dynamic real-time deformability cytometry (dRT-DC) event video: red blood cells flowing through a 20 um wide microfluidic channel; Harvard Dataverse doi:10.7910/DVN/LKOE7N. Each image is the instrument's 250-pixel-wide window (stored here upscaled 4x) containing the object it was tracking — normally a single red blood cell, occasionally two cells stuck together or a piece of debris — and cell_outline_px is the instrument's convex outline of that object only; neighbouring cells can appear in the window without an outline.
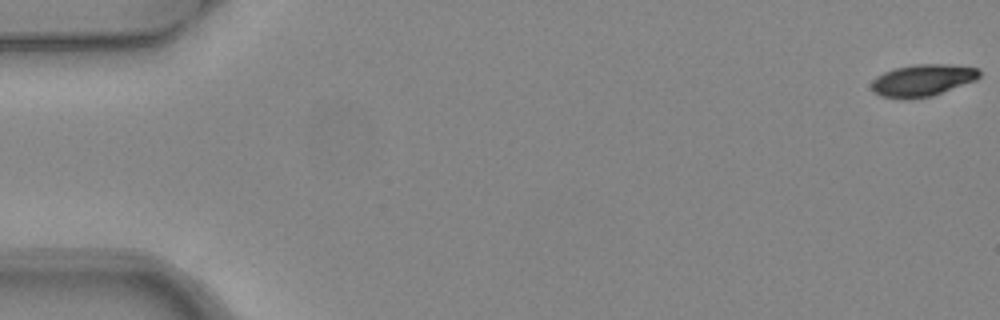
{"species": "common noctule bat (a hibernating species)", "species_latin": "Nyctalus noctula", "temperature_condition": "warm", "stored_images_in_passage": 5, "camera_frame_rate_fps": 3000, "um_per_image_px": 0.085, "animal": {"sex": "female", "body_mass_g": 24.6, "forearm_length_mm": 56.2}, "frame": {"image": 1, "passage_image": 1, "time_ms": 0.0, "image_size_px": [1000, 320], "cell_outline_px": [[980, 76], [976, 80], [932, 96], [908, 100], [904, 100], [880, 96], [872, 88], [872, 80], [876, 76], [884, 72], [896, 68], [916, 64], [948, 64], [980, 68]], "centroid_in_image_um": [78.43, 6.83], "position_along_channel_um": 6.6, "area_um2": 20.23}}
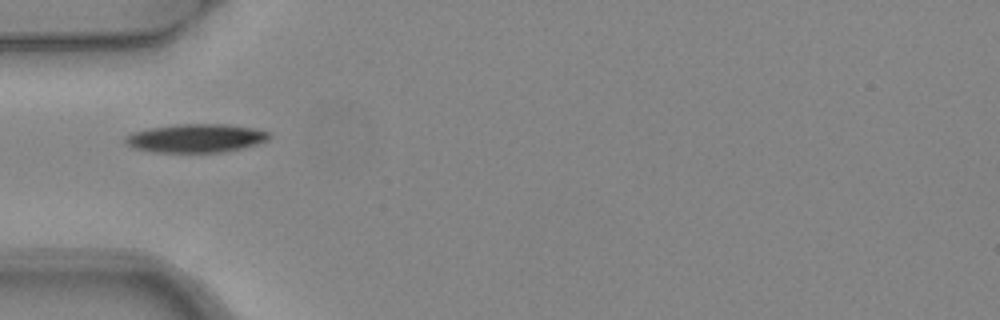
{"frame": {"image": 2, "passage_image": 5, "time_ms": 1.333, "image_size_px": [1000, 320], "cell_outline_px": [[272, 136], [268, 140], [244, 148], [224, 152], [152, 152], [132, 148], [124, 140], [132, 132], [152, 128], [176, 124], [228, 124], [252, 128], [268, 132]], "centroid_in_image_um": [16.68, 11.75], "position_along_channel_um": 68.3, "area_um2": 23.87}}